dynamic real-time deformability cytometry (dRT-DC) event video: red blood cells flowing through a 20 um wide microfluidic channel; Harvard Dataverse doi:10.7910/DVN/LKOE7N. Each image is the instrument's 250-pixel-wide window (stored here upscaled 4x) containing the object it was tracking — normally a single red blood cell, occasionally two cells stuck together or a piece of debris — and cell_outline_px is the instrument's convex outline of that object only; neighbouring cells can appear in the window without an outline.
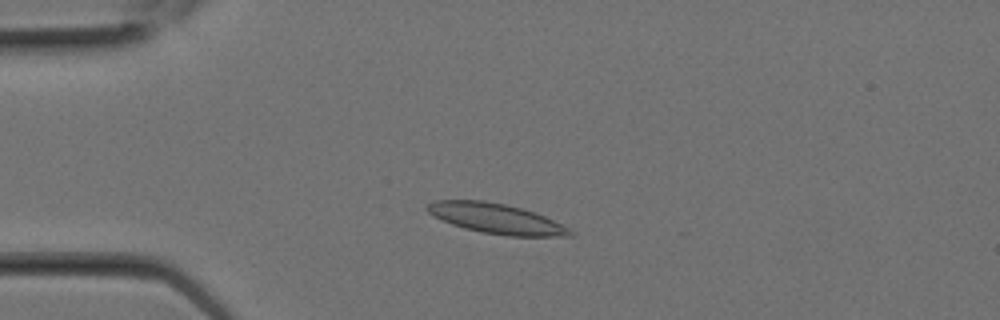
{"species": "Egyptian fruit bat (a non-hibernating species)", "species_latin": "Rousettus aegyptiacus", "temperature_condition": "room temperature", "stored_images_in_passage": 1, "camera_frame_rate_fps": 3000, "um_per_image_px": 0.085, "animal": {"sex": "female"}, "frame": {"image": 1, "passage_image": 1, "time_ms": 0.0, "image_size_px": [1000, 320], "cell_outline_px": [[576, 236], [508, 236], [480, 232], [464, 228], [452, 224], [428, 212], [424, 208], [428, 204], [436, 200], [484, 200], [504, 204], [536, 212], [576, 232]], "centroid_in_image_um": [42.2, 18.58], "position_along_channel_um": 42.8, "area_um2": 24.91}}